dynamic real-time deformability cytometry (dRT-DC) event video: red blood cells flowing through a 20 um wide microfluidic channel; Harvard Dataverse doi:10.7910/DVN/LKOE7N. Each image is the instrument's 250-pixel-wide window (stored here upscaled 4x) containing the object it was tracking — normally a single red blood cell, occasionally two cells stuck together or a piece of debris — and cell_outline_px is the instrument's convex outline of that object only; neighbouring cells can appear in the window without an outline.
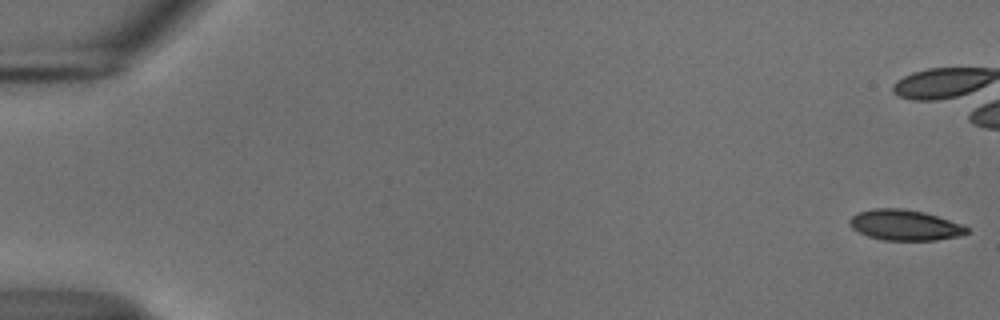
{"species": "common noctule bat (a hibernating species)", "species_latin": "Nyctalus noctula", "temperature_condition": "cold", "stored_images_in_passage": 47, "camera_frame_rate_fps": 3000, "um_per_image_px": 0.085, "animal": {"sex": "male", "body_mass_g": 18.8}, "frame": {"image": 1, "passage_image": 1, "time_ms": 0.0, "image_size_px": [1000, 320], "cell_outline_px": [[972, 232], [960, 236], [936, 240], [884, 240], [868, 236], [852, 228], [848, 224], [848, 220], [852, 216], [860, 212], [876, 208], [904, 208], [924, 212], [960, 224], [968, 228]], "centroid_in_image_um": [76.92, 19.13], "position_along_channel_um": 8.1, "area_um2": 20.81}}